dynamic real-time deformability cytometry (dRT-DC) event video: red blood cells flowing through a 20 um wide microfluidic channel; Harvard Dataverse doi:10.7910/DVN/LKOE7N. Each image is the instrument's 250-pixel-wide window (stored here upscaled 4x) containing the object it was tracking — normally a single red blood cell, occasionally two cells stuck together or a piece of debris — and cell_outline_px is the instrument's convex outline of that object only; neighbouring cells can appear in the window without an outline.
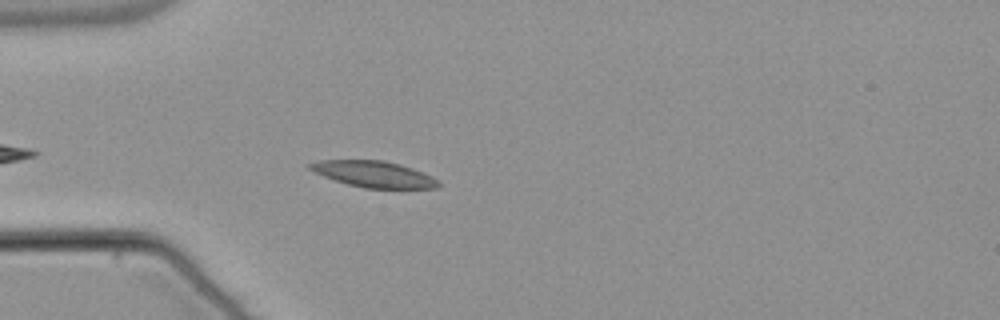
{"species": "common noctule bat (a hibernating species)", "species_latin": "Nyctalus noctula", "temperature_condition": "warm", "stored_images_in_passage": 40, "camera_frame_rate_fps": 3000, "um_per_image_px": 0.085, "animal": {"sex": "male", "body_mass_g": 21.5, "forearm_length_mm": 52.0}, "frame": {"image": 1, "passage_image": 4, "time_ms": 1.0, "image_size_px": [1000, 320], "cell_outline_px": [[440, 184], [436, 188], [364, 188], [348, 184], [324, 176], [308, 168], [304, 164], [320, 160], [384, 160], [400, 164], [412, 168], [432, 176], [440, 180]], "centroid_in_image_um": [31.78, 14.79], "position_along_channel_um": 53.2, "area_um2": 19.59}}
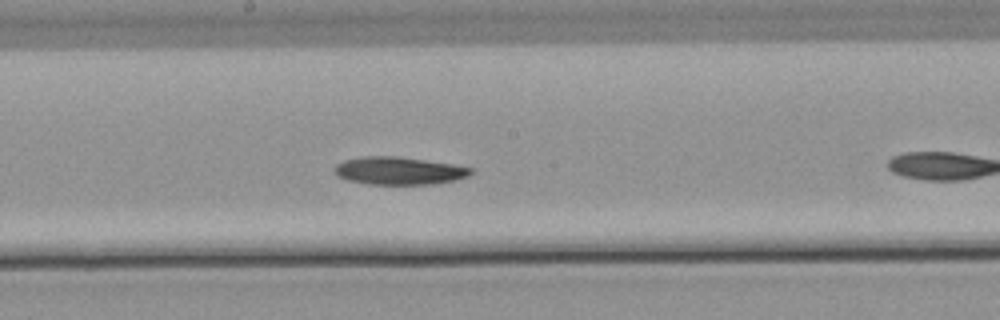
{"frame": {"image": 2, "passage_image": 14, "time_ms": 4.333, "image_size_px": [1000, 320], "cell_outline_px": [[472, 172], [468, 176], [456, 180], [436, 184], [368, 184], [348, 180], [336, 176], [332, 172], [332, 168], [336, 164], [344, 160], [360, 156], [396, 156], [452, 164], [472, 168]], "centroid_in_image_um": [33.85, 14.51], "position_along_channel_um": 214.4, "area_um2": 22.2}}
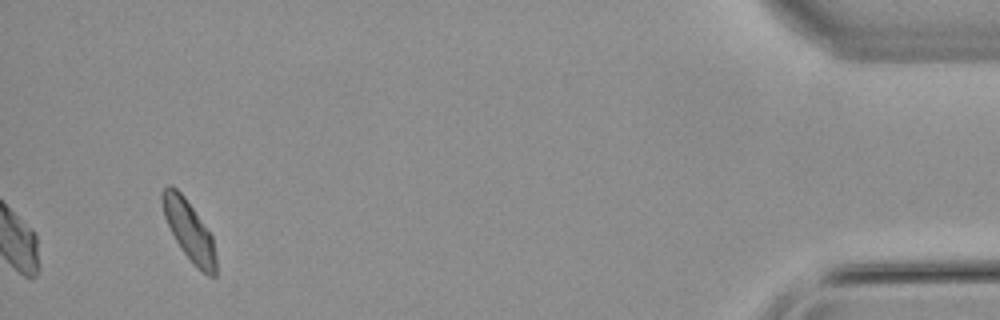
{"frame": {"image": 3, "passage_image": 40, "time_ms": 13.0, "image_size_px": [1000, 320], "cell_outline_px": [[216, 276], [208, 276], [184, 252], [176, 240], [164, 216], [160, 200], [160, 192], [168, 184], [176, 188], [184, 196], [212, 236], [216, 256]], "centroid_in_image_um": [16.05, 19.53], "position_along_channel_um": 419.2, "area_um2": 18.21}}